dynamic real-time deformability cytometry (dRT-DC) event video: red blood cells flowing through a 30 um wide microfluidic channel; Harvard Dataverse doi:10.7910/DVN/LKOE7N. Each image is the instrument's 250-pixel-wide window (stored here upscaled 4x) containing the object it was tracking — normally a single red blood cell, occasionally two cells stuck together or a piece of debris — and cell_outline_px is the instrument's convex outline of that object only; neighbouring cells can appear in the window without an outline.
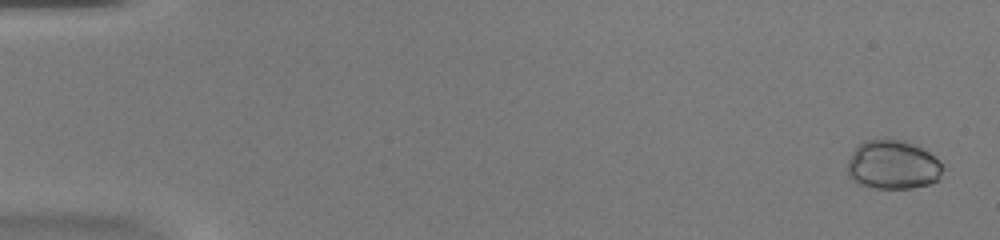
{"species": "common noctule bat (a hibernating species)", "species_latin": "Nyctalus noctula", "temperature_condition": "warm", "stored_images_in_passage": 53, "camera_frame_rate_fps": 3000, "um_per_image_px": 0.085, "animal": {"sex": "female", "body_mass_g": 20.0, "forearm_length_mm": 54.0}, "frame": {"image": 1, "passage_image": 2, "time_ms": 0.333, "image_size_px": [1000, 240], "cell_outline_px": [[944, 168], [936, 180], [932, 184], [912, 188], [876, 188], [856, 184], [848, 176], [848, 160], [856, 144], [868, 140], [884, 136], [908, 140], [928, 152]], "centroid_in_image_um": [75.84, 13.97], "position_along_channel_um": 9.2, "area_um2": 27.8}}
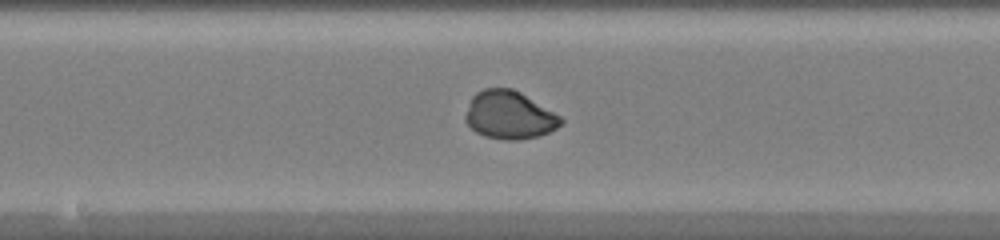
{"frame": {"image": 2, "passage_image": 29, "time_ms": 9.333, "image_size_px": [1000, 240], "cell_outline_px": [[564, 120], [556, 128], [548, 132], [536, 136], [520, 140], [504, 140], [484, 136], [476, 132], [464, 120], [464, 116], [472, 96], [476, 92], [484, 88], [512, 88], [520, 92], [560, 116]], "centroid_in_image_um": [43.25, 9.78], "position_along_channel_um": 204.9, "area_um2": 26.53}}
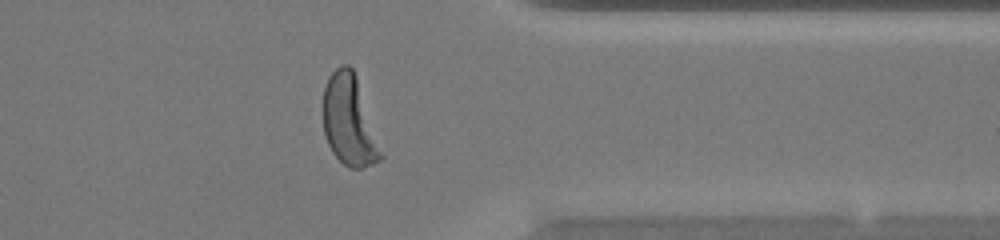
{"frame": {"image": 3, "passage_image": 43, "time_ms": 14.0, "image_size_px": [1000, 240], "cell_outline_px": [[384, 156], [380, 160], [364, 168], [348, 168], [332, 152], [324, 136], [324, 88], [328, 76], [340, 64], [348, 64], [352, 68], [356, 76]], "centroid_in_image_um": [29.68, 10.27], "position_along_channel_um": 381.7, "area_um2": 30.17}, "authors_computed_cell_mechanics": {"area_um2": 27.166, "velocity_mm_per_s": 3.9572, "shape_relaxation_time_tau1_ms": 2.8369, "shape_relaxation_time_tau2_ms": 1.2199, "deformation_change_tau1": 0.1259, "deformation_change_tau2": 0.0331}}